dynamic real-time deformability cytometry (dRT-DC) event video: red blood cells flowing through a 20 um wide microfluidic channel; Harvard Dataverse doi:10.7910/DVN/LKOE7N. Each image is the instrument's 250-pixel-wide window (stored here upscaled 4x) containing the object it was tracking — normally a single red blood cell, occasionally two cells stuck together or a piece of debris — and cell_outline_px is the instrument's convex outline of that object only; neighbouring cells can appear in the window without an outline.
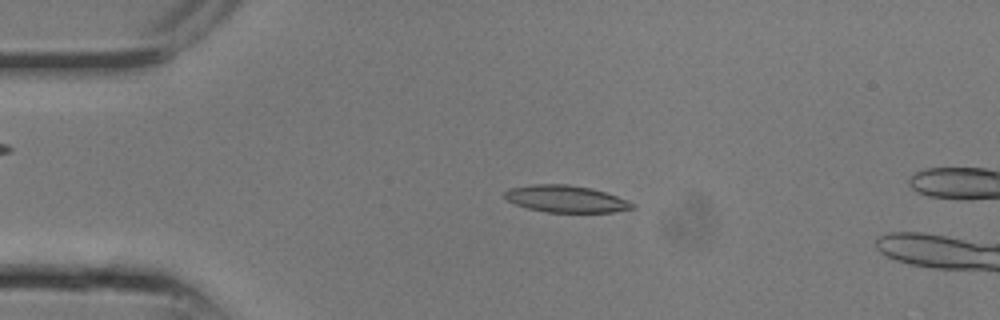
{"species": "common noctule bat (a hibernating species)", "species_latin": "Nyctalus noctula", "temperature_condition": "room temperature", "stored_images_in_passage": 10, "camera_frame_rate_fps": 3000, "um_per_image_px": 0.085, "animal": {"sex": "male", "body_mass_g": 13.3}, "frame": {"image": 1, "passage_image": 5, "time_ms": 1.333, "image_size_px": [1000, 320], "cell_outline_px": [[636, 208], [612, 212], [544, 212], [528, 208], [516, 204], [508, 200], [504, 196], [504, 192], [508, 188], [532, 184], [568, 184], [592, 188], [628, 200], [636, 204]], "centroid_in_image_um": [48.11, 16.9], "position_along_channel_um": 36.9, "area_um2": 20.11}}
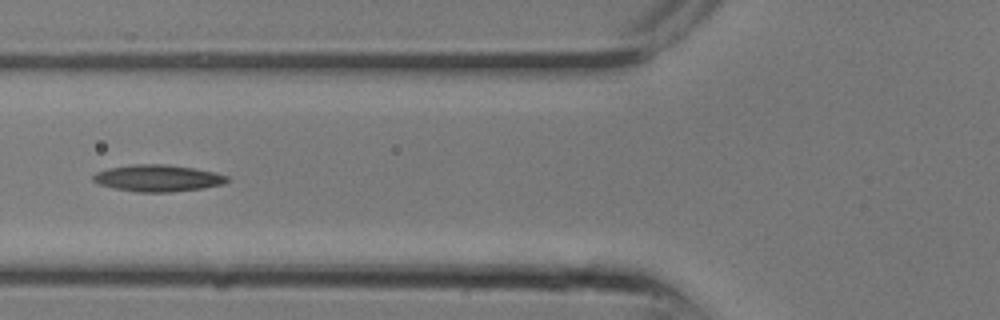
{"frame": {"image": 2, "passage_image": 9, "time_ms": 2.667, "image_size_px": [1000, 320], "cell_outline_px": [[232, 180], [224, 184], [204, 188], [172, 192], [136, 192], [116, 188], [100, 184], [92, 180], [92, 176], [96, 172], [108, 168], [132, 164], [164, 164], [192, 168], [216, 172], [228, 176]], "centroid_in_image_um": [13.46, 15.14], "position_along_channel_um": 112.3, "area_um2": 20.98}}